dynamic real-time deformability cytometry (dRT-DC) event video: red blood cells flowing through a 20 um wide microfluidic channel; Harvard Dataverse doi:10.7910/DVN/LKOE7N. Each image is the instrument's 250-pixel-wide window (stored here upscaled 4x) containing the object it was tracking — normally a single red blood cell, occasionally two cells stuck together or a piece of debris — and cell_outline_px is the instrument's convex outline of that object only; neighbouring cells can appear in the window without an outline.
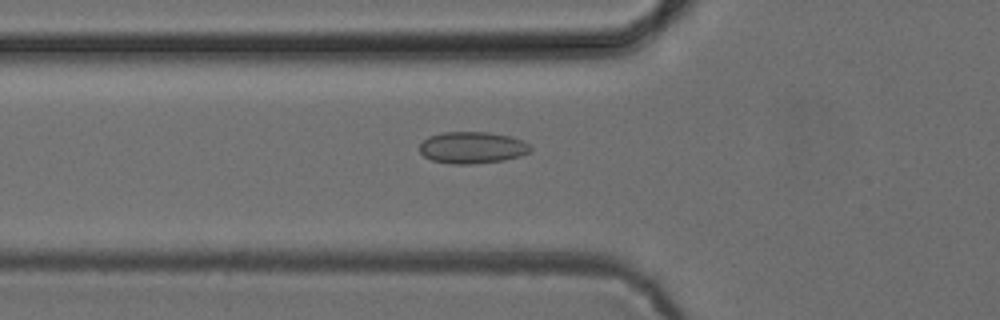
{"species": "common noctule bat (a hibernating species)", "species_latin": "Nyctalus noctula", "temperature_condition": "cold", "stored_images_in_passage": 51, "camera_frame_rate_fps": 3000, "um_per_image_px": 0.085, "animal": {"sex": "female", "body_mass_g": 24.6, "forearm_length_mm": 56.2}, "frame": {"image": 1, "passage_image": 18, "time_ms": 5.667, "image_size_px": [1000, 320], "cell_outline_px": [[532, 148], [528, 152], [520, 156], [504, 160], [472, 164], [452, 164], [432, 160], [424, 156], [420, 152], [420, 144], [428, 136], [444, 132], [488, 132], [508, 136], [520, 140], [528, 144]], "centroid_in_image_um": [40.11, 12.55], "position_along_channel_um": 85.7, "area_um2": 20.35}}
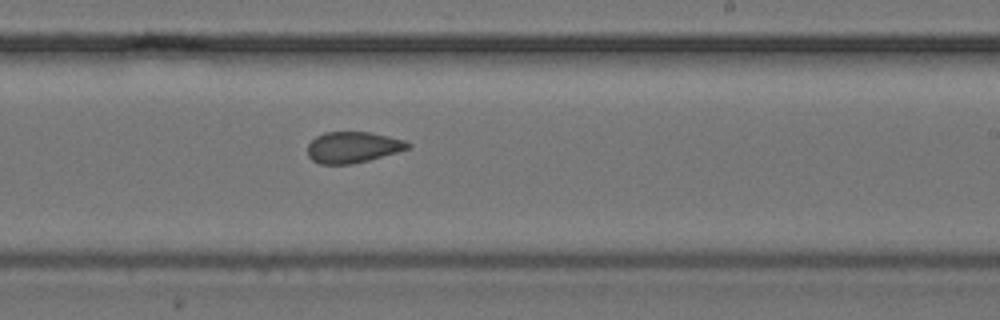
{"frame": {"image": 2, "passage_image": 31, "time_ms": 10.0, "image_size_px": [1000, 320], "cell_outline_px": [[412, 144], [408, 148], [396, 152], [368, 160], [352, 164], [320, 164], [312, 160], [308, 156], [308, 144], [316, 136], [324, 132], [372, 132], [404, 140]], "centroid_in_image_um": [29.97, 12.51], "position_along_channel_um": 259.0, "area_um2": 18.09}}
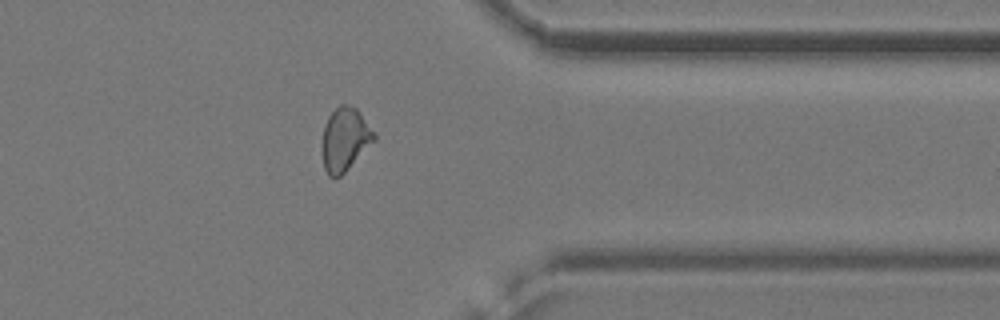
{"frame": {"image": 3, "passage_image": 41, "time_ms": 13.333, "image_size_px": [1000, 320], "cell_outline_px": [[376, 140], [340, 176], [328, 176], [324, 168], [320, 148], [324, 124], [328, 116], [340, 104], [348, 104], [356, 108], [360, 112], [376, 136]], "centroid_in_image_um": [29.28, 11.83], "position_along_channel_um": 382.1, "area_um2": 19.31}}